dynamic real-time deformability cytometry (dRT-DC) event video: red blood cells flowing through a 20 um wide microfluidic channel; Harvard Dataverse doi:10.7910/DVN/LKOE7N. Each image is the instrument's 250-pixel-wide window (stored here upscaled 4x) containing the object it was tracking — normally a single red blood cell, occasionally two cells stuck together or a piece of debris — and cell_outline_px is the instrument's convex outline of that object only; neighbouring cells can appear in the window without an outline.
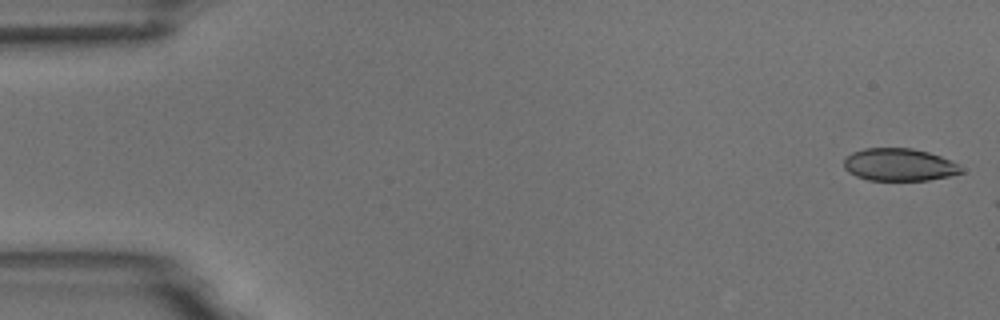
{"species": "common noctule bat (a hibernating species)", "species_latin": "Nyctalus noctula", "temperature_condition": "room temperature", "stored_images_in_passage": 2, "camera_frame_rate_fps": 3000, "um_per_image_px": 0.085, "animal": {"sex": "male", "body_mass_g": 18.8}, "frame": {"image": 1, "passage_image": 1, "time_ms": 0.0, "image_size_px": [1000, 320], "cell_outline_px": [[964, 172], [948, 176], [928, 180], [868, 180], [856, 176], [848, 172], [844, 168], [844, 160], [852, 152], [864, 148], [912, 148], [928, 152], [952, 160]], "centroid_in_image_um": [76.41, 14.0], "position_along_channel_um": 8.6, "area_um2": 22.14}}